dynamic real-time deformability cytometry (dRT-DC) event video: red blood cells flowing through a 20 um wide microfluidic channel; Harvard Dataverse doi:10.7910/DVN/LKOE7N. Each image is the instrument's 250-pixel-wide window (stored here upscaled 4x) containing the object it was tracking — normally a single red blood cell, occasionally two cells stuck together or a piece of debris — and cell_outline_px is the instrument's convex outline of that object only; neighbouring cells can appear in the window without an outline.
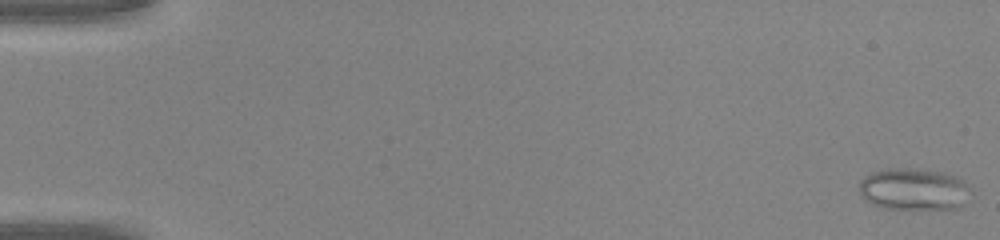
{"species": "common noctule bat (a hibernating species)", "species_latin": "Nyctalus noctula", "temperature_condition": "warm", "stored_images_in_passage": 47, "camera_frame_rate_fps": 3000, "um_per_image_px": 0.085, "animal": {"sex": "male", "body_mass_g": 20.0, "forearm_length_mm": 53.3}, "frame": {"image": 1, "passage_image": 1, "time_ms": 0.0, "image_size_px": [1000, 240], "cell_outline_px": [[972, 192], [960, 208], [884, 208], [872, 204], [864, 200], [860, 192], [860, 180], [864, 176], [872, 172], [888, 168], [908, 168], [940, 172], [956, 176], [964, 180]], "centroid_in_image_um": [77.67, 16.08], "position_along_channel_um": 7.3, "area_um2": 27.17}}
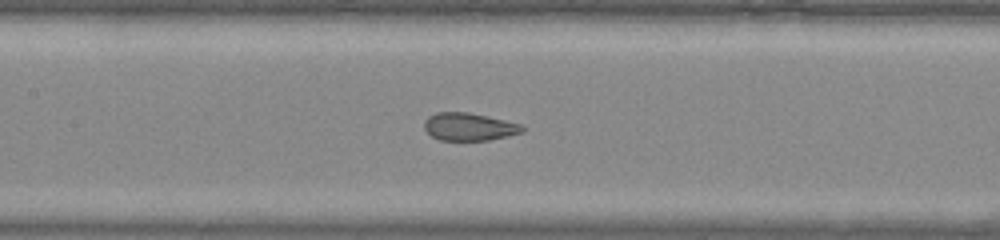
{"frame": {"image": 2, "passage_image": 23, "time_ms": 7.333, "image_size_px": [1000, 240], "cell_outline_px": [[528, 128], [524, 132], [508, 136], [488, 140], [440, 140], [432, 136], [424, 128], [424, 120], [428, 116], [436, 112], [468, 112], [504, 120], [520, 124]], "centroid_in_image_um": [39.89, 10.77], "position_along_channel_um": 167.5, "area_um2": 15.9}}
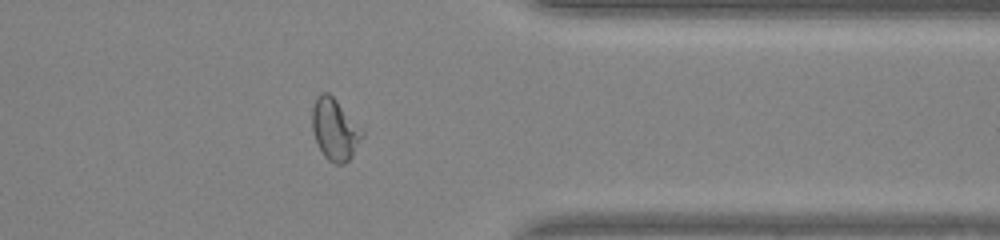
{"frame": {"image": 3, "passage_image": 38, "time_ms": 12.333, "image_size_px": [1000, 240], "cell_outline_px": [[364, 136], [352, 156], [344, 164], [336, 164], [328, 160], [324, 156], [312, 132], [312, 108], [320, 92], [328, 92], [336, 100], [364, 132]], "centroid_in_image_um": [28.45, 11.02], "position_along_channel_um": 382.9, "area_um2": 17.69}}